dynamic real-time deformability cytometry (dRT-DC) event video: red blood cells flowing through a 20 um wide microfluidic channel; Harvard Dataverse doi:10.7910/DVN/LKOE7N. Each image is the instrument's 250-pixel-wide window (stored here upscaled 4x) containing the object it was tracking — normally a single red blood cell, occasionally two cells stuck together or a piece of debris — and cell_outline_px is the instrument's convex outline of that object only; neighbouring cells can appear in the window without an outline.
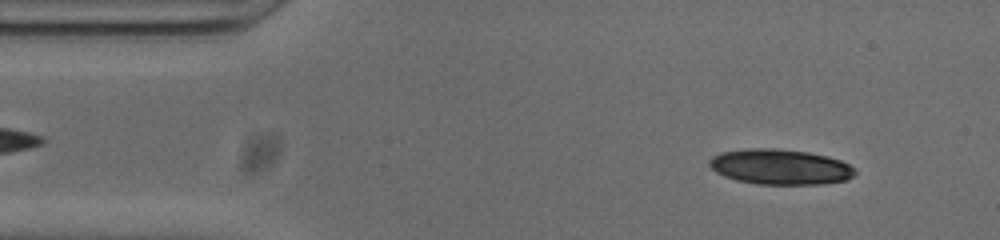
{"species": "common noctule bat (a hibernating species)", "species_latin": "Nyctalus noctula", "temperature_condition": "cold", "stored_images_in_passage": 27, "camera_frame_rate_fps": 3000, "um_per_image_px": 0.085, "animal": {"sex": "male", "body_mass_g": 20.0, "forearm_length_mm": 53.3}, "frame": {"image": 1, "passage_image": 4, "time_ms": 1.0, "image_size_px": [1000, 240], "cell_outline_px": [[856, 172], [852, 176], [844, 180], [824, 184], [756, 184], [736, 180], [724, 176], [716, 172], [708, 164], [708, 160], [712, 156], [720, 152], [748, 148], [776, 148], [808, 152], [828, 156], [840, 160], [848, 164]], "centroid_in_image_um": [66.27, 14.17], "position_along_channel_um": 18.7, "area_um2": 30.06}}